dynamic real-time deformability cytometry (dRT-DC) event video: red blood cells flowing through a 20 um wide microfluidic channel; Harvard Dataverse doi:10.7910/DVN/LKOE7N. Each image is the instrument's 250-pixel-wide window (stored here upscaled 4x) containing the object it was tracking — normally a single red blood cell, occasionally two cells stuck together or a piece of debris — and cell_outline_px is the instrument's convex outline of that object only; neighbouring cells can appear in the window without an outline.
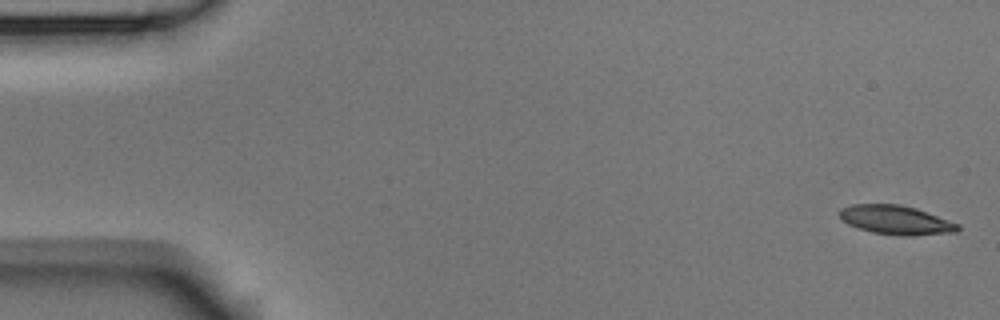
{"species": "Egyptian fruit bat (a non-hibernating species)", "species_latin": "Rousettus aegyptiacus", "temperature_condition": "room temperature", "stored_images_in_passage": 5, "camera_frame_rate_fps": 3000, "um_per_image_px": 0.085, "animal": {"sex": "male"}, "frame": {"image": 1, "passage_image": 1, "time_ms": 0.0, "image_size_px": [1000, 320], "cell_outline_px": [[960, 228], [956, 232], [904, 236], [872, 232], [856, 228], [848, 224], [840, 216], [840, 208], [852, 204], [900, 204], [916, 208], [960, 224]], "centroid_in_image_um": [76.15, 18.69], "position_along_channel_um": 8.8, "area_um2": 19.94}}
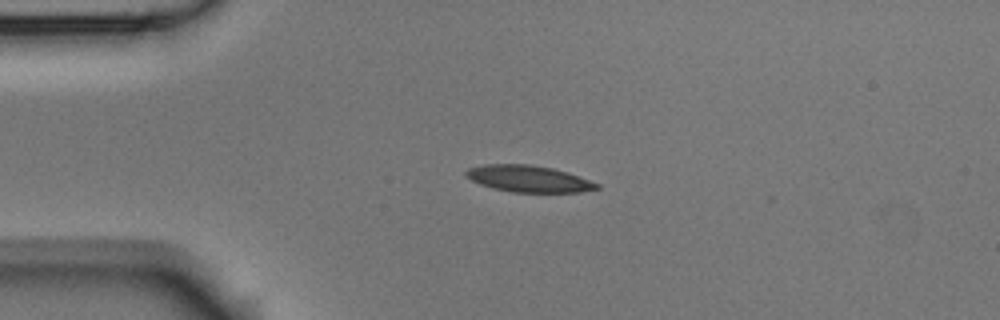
{"frame": {"image": 2, "passage_image": 4, "time_ms": 1.0, "image_size_px": [1000, 320], "cell_outline_px": [[600, 188], [580, 192], [512, 192], [492, 188], [480, 184], [464, 176], [464, 172], [468, 168], [484, 164], [528, 164], [552, 168], [568, 172], [600, 184]], "centroid_in_image_um": [44.91, 15.19], "position_along_channel_um": 40.1, "area_um2": 20.35}}